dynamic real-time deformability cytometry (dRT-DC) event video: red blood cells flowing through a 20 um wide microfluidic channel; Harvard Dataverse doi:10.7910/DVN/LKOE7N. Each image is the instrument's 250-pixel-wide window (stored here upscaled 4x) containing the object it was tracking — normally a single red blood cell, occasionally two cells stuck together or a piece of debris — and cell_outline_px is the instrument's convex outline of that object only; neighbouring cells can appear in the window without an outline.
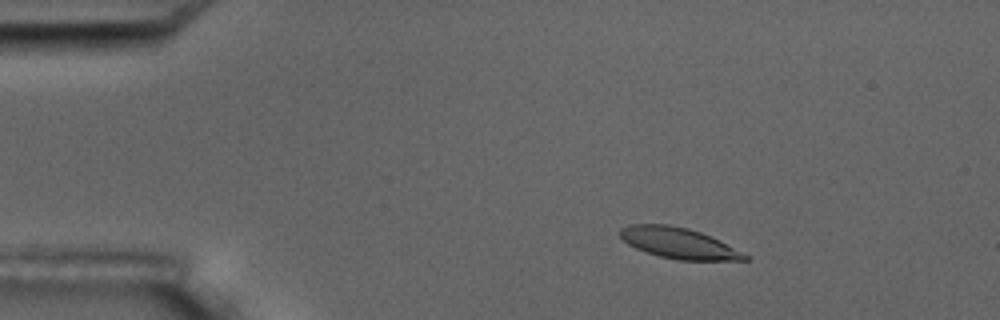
{"species": "common noctule bat (a hibernating species)", "species_latin": "Nyctalus noctula", "temperature_condition": "room temperature", "stored_images_in_passage": 4, "camera_frame_rate_fps": 3000, "um_per_image_px": 0.085, "animal": {"sex": "male", "body_mass_g": 17.5, "forearm_length_mm": 52.3}, "frame": {"image": 1, "passage_image": 2, "time_ms": 1.333, "image_size_px": [1000, 320], "cell_outline_px": [[752, 256], [748, 260], [680, 260], [660, 256], [636, 248], [628, 244], [620, 236], [620, 228], [628, 224], [668, 224], [688, 228], [712, 236]], "centroid_in_image_um": [57.74, 20.66], "position_along_channel_um": 27.3, "area_um2": 22.48}}